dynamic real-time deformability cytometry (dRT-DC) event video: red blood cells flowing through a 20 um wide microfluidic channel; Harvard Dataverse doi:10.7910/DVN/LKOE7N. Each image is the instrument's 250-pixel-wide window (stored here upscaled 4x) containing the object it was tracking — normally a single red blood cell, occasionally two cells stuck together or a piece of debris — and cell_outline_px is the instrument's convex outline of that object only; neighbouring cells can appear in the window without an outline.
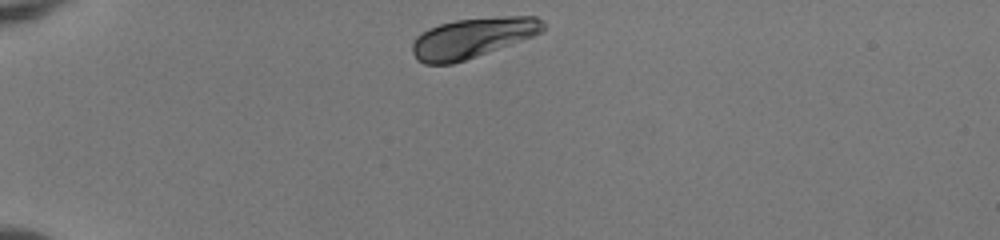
{"species": "human", "species_latin": "Homo sapiens", "temperature_condition": "room temperature", "stored_images_in_passage": 35, "camera_frame_rate_fps": 3000, "um_per_image_px": 0.085, "donor": {"sex": "female"}, "frame": {"image": 1, "passage_image": 1, "time_ms": 0.0, "image_size_px": [1000, 240], "cell_outline_px": [[548, 24], [544, 32], [476, 56], [452, 64], [424, 64], [416, 60], [412, 52], [412, 44], [416, 36], [428, 28], [440, 24], [456, 20], [504, 16], [536, 16]], "centroid_in_image_um": [40.17, 3.21], "position_along_channel_um": 44.8, "area_um2": 30.58}}
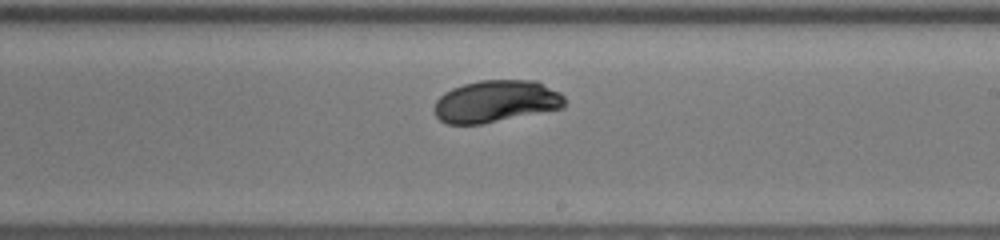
{"frame": {"image": 2, "passage_image": 20, "time_ms": 6.333, "image_size_px": [1000, 240], "cell_outline_px": [[564, 108], [480, 124], [448, 124], [440, 120], [436, 116], [432, 108], [436, 100], [444, 92], [452, 88], [464, 84], [480, 80], [536, 80], [560, 92], [564, 96]], "centroid_in_image_um": [42.14, 8.61], "position_along_channel_um": 246.9, "area_um2": 32.08}}
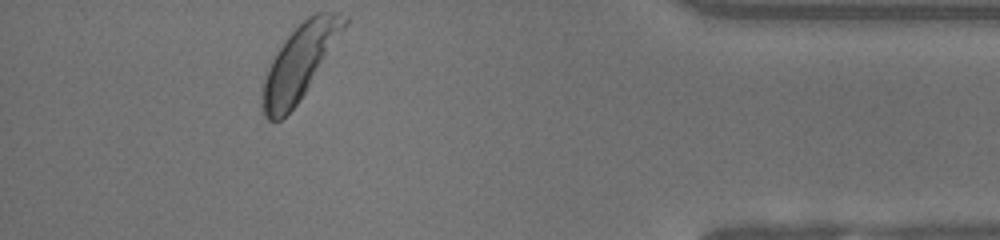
{"frame": {"image": 3, "passage_image": 35, "time_ms": 11.333, "image_size_px": [1000, 240], "cell_outline_px": [[348, 24], [304, 92], [296, 104], [280, 120], [268, 120], [264, 116], [260, 108], [260, 96], [264, 76], [272, 60], [288, 36], [308, 16], [316, 12], [340, 12], [348, 16]], "centroid_in_image_um": [25.44, 5.28], "position_along_channel_um": 409.8, "area_um2": 34.68}, "authors_computed_cell_mechanics": {"area_um2": 32.368, "velocity_mm_per_s": 3.9432, "shape_relaxation_time_tau1_ms": 1.288, "shape_relaxation_time_tau2_ms": null, "deformation_change_tau1": 0.1288, "deformation_change_tau2": null}}